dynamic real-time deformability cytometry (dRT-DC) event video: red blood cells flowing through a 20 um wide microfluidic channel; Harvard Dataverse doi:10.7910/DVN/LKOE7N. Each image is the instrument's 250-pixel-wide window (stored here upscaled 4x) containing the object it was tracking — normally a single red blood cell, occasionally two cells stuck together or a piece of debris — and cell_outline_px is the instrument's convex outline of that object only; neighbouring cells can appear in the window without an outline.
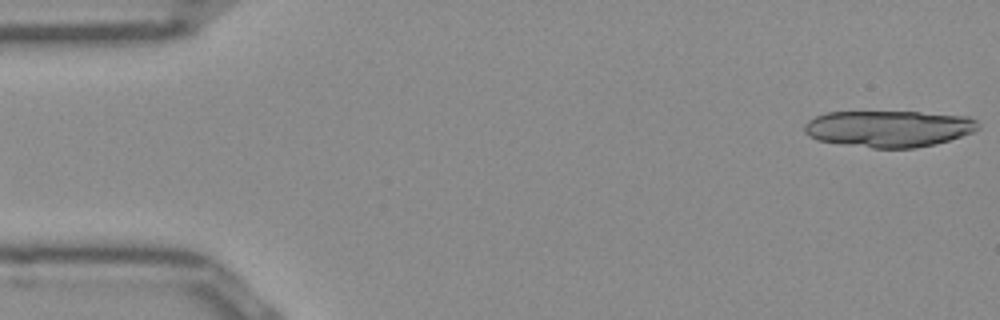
{"species": "Egyptian fruit bat (a non-hibernating species)", "species_latin": "Rousettus aegyptiacus", "temperature_condition": "room temperature", "stored_images_in_passage": 16, "camera_frame_rate_fps": 3000, "um_per_image_px": 0.085, "frame": {"image": 1, "passage_image": 1, "time_ms": 0.0, "image_size_px": [1000, 320], "cell_outline_px": [[980, 128], [972, 132], [936, 144], [916, 148], [872, 148], [820, 140], [808, 136], [804, 132], [804, 124], [808, 120], [816, 116], [828, 112], [920, 112], [968, 116], [976, 120], [980, 124]], "centroid_in_image_um": [75.56, 10.93], "position_along_channel_um": 9.4, "area_um2": 36.93}}